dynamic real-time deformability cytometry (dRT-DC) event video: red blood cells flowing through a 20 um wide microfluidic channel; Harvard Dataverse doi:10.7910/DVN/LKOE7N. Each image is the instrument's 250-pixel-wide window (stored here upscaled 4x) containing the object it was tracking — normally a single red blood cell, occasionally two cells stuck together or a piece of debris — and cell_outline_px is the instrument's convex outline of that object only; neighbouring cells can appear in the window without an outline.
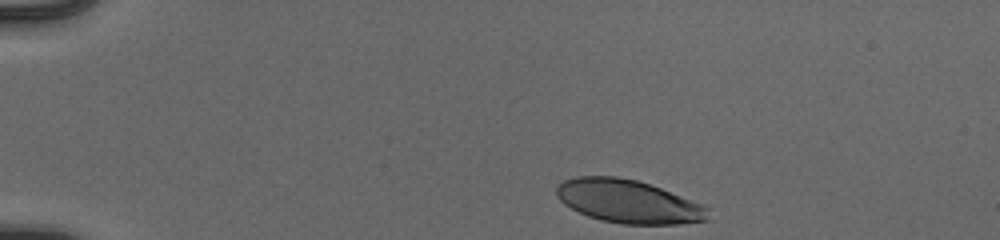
{"species": "human", "species_latin": "Homo sapiens", "temperature_condition": "cold", "stored_images_in_passage": 38, "camera_frame_rate_fps": 3000, "um_per_image_px": 0.085, "donor": {"sex": "male"}, "frame": {"image": 1, "passage_image": 1, "time_ms": 0.0, "image_size_px": [1000, 240], "cell_outline_px": [[708, 220], [680, 224], [624, 224], [600, 220], [588, 216], [564, 204], [556, 196], [556, 188], [564, 180], [576, 176], [616, 176], [636, 180], [660, 188], [704, 204], [708, 208]], "centroid_in_image_um": [53.41, 17.12], "position_along_channel_um": 31.6, "area_um2": 38.09}}
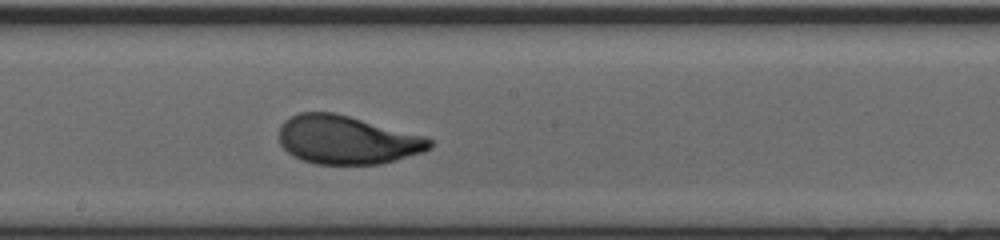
{"frame": {"image": 2, "passage_image": 22, "time_ms": 7.0, "image_size_px": [1000, 240], "cell_outline_px": [[432, 148], [424, 152], [396, 160], [380, 164], [316, 164], [292, 156], [280, 144], [280, 124], [284, 120], [300, 112], [332, 112], [348, 116], [424, 136], [432, 140]], "centroid_in_image_um": [29.49, 11.9], "position_along_channel_um": 218.7, "area_um2": 42.37}}
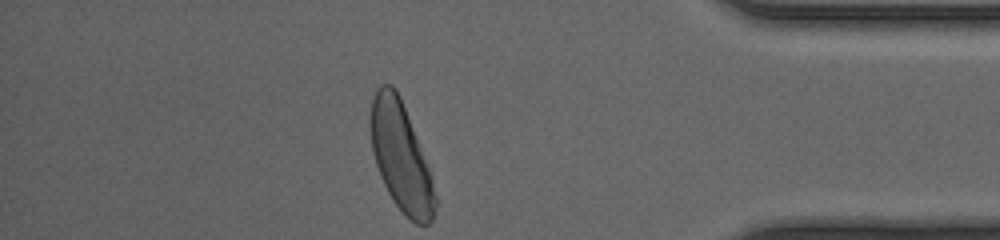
{"frame": {"image": 3, "passage_image": 38, "time_ms": 12.333, "image_size_px": [1000, 240], "cell_outline_px": [[440, 200], [432, 220], [428, 224], [416, 224], [404, 216], [392, 200], [380, 176], [372, 152], [368, 124], [368, 116], [372, 96], [376, 88], [380, 84], [392, 84], [400, 96], [428, 168]], "centroid_in_image_um": [34.05, 13.35], "position_along_channel_um": 401.1, "area_um2": 41.5}, "authors_computed_cell_mechanics": {"area_um2": 42.1073, "velocity_mm_per_s": 3.9138, "shape_relaxation_time_tau1_ms": 2.7162, "shape_relaxation_time_tau2_ms": null, "deformation_change_tau1": 0.1572, "deformation_change_tau2": null}}